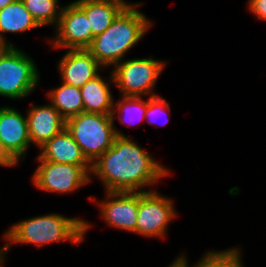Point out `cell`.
<instances>
[{"label":"cell","instance_id":"1","mask_svg":"<svg viewBox=\"0 0 266 267\" xmlns=\"http://www.w3.org/2000/svg\"><path fill=\"white\" fill-rule=\"evenodd\" d=\"M150 153L128 136H117L112 147L93 164L90 175H96L106 192H147L169 176L171 170L157 162Z\"/></svg>","mask_w":266,"mask_h":267},{"label":"cell","instance_id":"2","mask_svg":"<svg viewBox=\"0 0 266 267\" xmlns=\"http://www.w3.org/2000/svg\"><path fill=\"white\" fill-rule=\"evenodd\" d=\"M90 227L84 218L66 217L60 213L25 218L5 231L6 252L12 244H33L39 249L47 243L68 241L78 246Z\"/></svg>","mask_w":266,"mask_h":267},{"label":"cell","instance_id":"3","mask_svg":"<svg viewBox=\"0 0 266 267\" xmlns=\"http://www.w3.org/2000/svg\"><path fill=\"white\" fill-rule=\"evenodd\" d=\"M142 3H131L102 33L93 38L87 48L104 67L115 66L124 60L125 54L152 28V21L137 8Z\"/></svg>","mask_w":266,"mask_h":267},{"label":"cell","instance_id":"4","mask_svg":"<svg viewBox=\"0 0 266 267\" xmlns=\"http://www.w3.org/2000/svg\"><path fill=\"white\" fill-rule=\"evenodd\" d=\"M111 115L82 112L66 120L65 128L93 164L112 147L117 136L126 137L114 127Z\"/></svg>","mask_w":266,"mask_h":267},{"label":"cell","instance_id":"5","mask_svg":"<svg viewBox=\"0 0 266 267\" xmlns=\"http://www.w3.org/2000/svg\"><path fill=\"white\" fill-rule=\"evenodd\" d=\"M168 61L149 58H131L123 60L112 67L109 82L116 86L121 96L148 97L157 96L154 93L158 81Z\"/></svg>","mask_w":266,"mask_h":267},{"label":"cell","instance_id":"6","mask_svg":"<svg viewBox=\"0 0 266 267\" xmlns=\"http://www.w3.org/2000/svg\"><path fill=\"white\" fill-rule=\"evenodd\" d=\"M32 57L19 47H11L0 58V96L24 99L37 89L40 72Z\"/></svg>","mask_w":266,"mask_h":267},{"label":"cell","instance_id":"7","mask_svg":"<svg viewBox=\"0 0 266 267\" xmlns=\"http://www.w3.org/2000/svg\"><path fill=\"white\" fill-rule=\"evenodd\" d=\"M32 176L33 185L46 192L70 194L90 183L92 165L59 164L38 161Z\"/></svg>","mask_w":266,"mask_h":267},{"label":"cell","instance_id":"8","mask_svg":"<svg viewBox=\"0 0 266 267\" xmlns=\"http://www.w3.org/2000/svg\"><path fill=\"white\" fill-rule=\"evenodd\" d=\"M174 206L171 198L160 194L156 189L139 192L136 234L163 239L170 222L176 218Z\"/></svg>","mask_w":266,"mask_h":267},{"label":"cell","instance_id":"9","mask_svg":"<svg viewBox=\"0 0 266 267\" xmlns=\"http://www.w3.org/2000/svg\"><path fill=\"white\" fill-rule=\"evenodd\" d=\"M55 32L49 40L55 49H87L94 38L86 13L75 2L63 6Z\"/></svg>","mask_w":266,"mask_h":267},{"label":"cell","instance_id":"10","mask_svg":"<svg viewBox=\"0 0 266 267\" xmlns=\"http://www.w3.org/2000/svg\"><path fill=\"white\" fill-rule=\"evenodd\" d=\"M101 218L109 227L136 234L139 192H106L105 200L96 202Z\"/></svg>","mask_w":266,"mask_h":267},{"label":"cell","instance_id":"11","mask_svg":"<svg viewBox=\"0 0 266 267\" xmlns=\"http://www.w3.org/2000/svg\"><path fill=\"white\" fill-rule=\"evenodd\" d=\"M0 142L19 163L31 144L27 116L9 106L0 107Z\"/></svg>","mask_w":266,"mask_h":267},{"label":"cell","instance_id":"12","mask_svg":"<svg viewBox=\"0 0 266 267\" xmlns=\"http://www.w3.org/2000/svg\"><path fill=\"white\" fill-rule=\"evenodd\" d=\"M61 82L81 88L104 67L87 49H69L58 63Z\"/></svg>","mask_w":266,"mask_h":267},{"label":"cell","instance_id":"13","mask_svg":"<svg viewBox=\"0 0 266 267\" xmlns=\"http://www.w3.org/2000/svg\"><path fill=\"white\" fill-rule=\"evenodd\" d=\"M26 116L31 144L37 148L65 129L66 120L51 103L31 105Z\"/></svg>","mask_w":266,"mask_h":267},{"label":"cell","instance_id":"14","mask_svg":"<svg viewBox=\"0 0 266 267\" xmlns=\"http://www.w3.org/2000/svg\"><path fill=\"white\" fill-rule=\"evenodd\" d=\"M40 149L37 161H51L59 164L92 165L84 156L72 135L66 130L54 135Z\"/></svg>","mask_w":266,"mask_h":267},{"label":"cell","instance_id":"15","mask_svg":"<svg viewBox=\"0 0 266 267\" xmlns=\"http://www.w3.org/2000/svg\"><path fill=\"white\" fill-rule=\"evenodd\" d=\"M86 13L93 36L102 34L130 4L125 0H74Z\"/></svg>","mask_w":266,"mask_h":267},{"label":"cell","instance_id":"16","mask_svg":"<svg viewBox=\"0 0 266 267\" xmlns=\"http://www.w3.org/2000/svg\"><path fill=\"white\" fill-rule=\"evenodd\" d=\"M110 87L100 74L86 82L80 88L84 112L111 115L114 98Z\"/></svg>","mask_w":266,"mask_h":267},{"label":"cell","instance_id":"17","mask_svg":"<svg viewBox=\"0 0 266 267\" xmlns=\"http://www.w3.org/2000/svg\"><path fill=\"white\" fill-rule=\"evenodd\" d=\"M39 27L22 0H15L0 10V38L12 47H15L14 43L6 40L4 33H24Z\"/></svg>","mask_w":266,"mask_h":267},{"label":"cell","instance_id":"18","mask_svg":"<svg viewBox=\"0 0 266 267\" xmlns=\"http://www.w3.org/2000/svg\"><path fill=\"white\" fill-rule=\"evenodd\" d=\"M49 103H51L67 120L84 112V104L79 87L61 82L56 88L47 92Z\"/></svg>","mask_w":266,"mask_h":267},{"label":"cell","instance_id":"19","mask_svg":"<svg viewBox=\"0 0 266 267\" xmlns=\"http://www.w3.org/2000/svg\"><path fill=\"white\" fill-rule=\"evenodd\" d=\"M147 111V99L142 97H125L122 96L121 100L115 102L112 110V119L115 117L119 122L127 126H134L136 122L145 120V113ZM117 112V113H116ZM117 115V116H116ZM138 122V123H139Z\"/></svg>","mask_w":266,"mask_h":267},{"label":"cell","instance_id":"20","mask_svg":"<svg viewBox=\"0 0 266 267\" xmlns=\"http://www.w3.org/2000/svg\"><path fill=\"white\" fill-rule=\"evenodd\" d=\"M240 248H227L222 251L210 250L200 257L192 267H244ZM188 267V260L182 252L178 256Z\"/></svg>","mask_w":266,"mask_h":267},{"label":"cell","instance_id":"21","mask_svg":"<svg viewBox=\"0 0 266 267\" xmlns=\"http://www.w3.org/2000/svg\"><path fill=\"white\" fill-rule=\"evenodd\" d=\"M25 8L40 27L57 26L63 6L59 0H22ZM62 6V7H60Z\"/></svg>","mask_w":266,"mask_h":267},{"label":"cell","instance_id":"22","mask_svg":"<svg viewBox=\"0 0 266 267\" xmlns=\"http://www.w3.org/2000/svg\"><path fill=\"white\" fill-rule=\"evenodd\" d=\"M170 111L171 109L169 102L162 96L157 95L147 98V111L145 113V119L149 124L159 125L157 121L158 117L161 118L164 116L166 118L167 116V119L164 120L165 122L162 123L163 126L167 125L170 119Z\"/></svg>","mask_w":266,"mask_h":267},{"label":"cell","instance_id":"23","mask_svg":"<svg viewBox=\"0 0 266 267\" xmlns=\"http://www.w3.org/2000/svg\"><path fill=\"white\" fill-rule=\"evenodd\" d=\"M247 6L260 21L266 20V0H248Z\"/></svg>","mask_w":266,"mask_h":267},{"label":"cell","instance_id":"24","mask_svg":"<svg viewBox=\"0 0 266 267\" xmlns=\"http://www.w3.org/2000/svg\"><path fill=\"white\" fill-rule=\"evenodd\" d=\"M19 163L9 154L0 142V166L2 167H15Z\"/></svg>","mask_w":266,"mask_h":267},{"label":"cell","instance_id":"25","mask_svg":"<svg viewBox=\"0 0 266 267\" xmlns=\"http://www.w3.org/2000/svg\"><path fill=\"white\" fill-rule=\"evenodd\" d=\"M12 46L0 38V58L11 48Z\"/></svg>","mask_w":266,"mask_h":267},{"label":"cell","instance_id":"26","mask_svg":"<svg viewBox=\"0 0 266 267\" xmlns=\"http://www.w3.org/2000/svg\"><path fill=\"white\" fill-rule=\"evenodd\" d=\"M169 267H188L178 256H176V259L169 264Z\"/></svg>","mask_w":266,"mask_h":267},{"label":"cell","instance_id":"27","mask_svg":"<svg viewBox=\"0 0 266 267\" xmlns=\"http://www.w3.org/2000/svg\"><path fill=\"white\" fill-rule=\"evenodd\" d=\"M6 257V248L5 244L0 248V267H3Z\"/></svg>","mask_w":266,"mask_h":267},{"label":"cell","instance_id":"28","mask_svg":"<svg viewBox=\"0 0 266 267\" xmlns=\"http://www.w3.org/2000/svg\"><path fill=\"white\" fill-rule=\"evenodd\" d=\"M14 1L15 0H0V10Z\"/></svg>","mask_w":266,"mask_h":267}]
</instances>
